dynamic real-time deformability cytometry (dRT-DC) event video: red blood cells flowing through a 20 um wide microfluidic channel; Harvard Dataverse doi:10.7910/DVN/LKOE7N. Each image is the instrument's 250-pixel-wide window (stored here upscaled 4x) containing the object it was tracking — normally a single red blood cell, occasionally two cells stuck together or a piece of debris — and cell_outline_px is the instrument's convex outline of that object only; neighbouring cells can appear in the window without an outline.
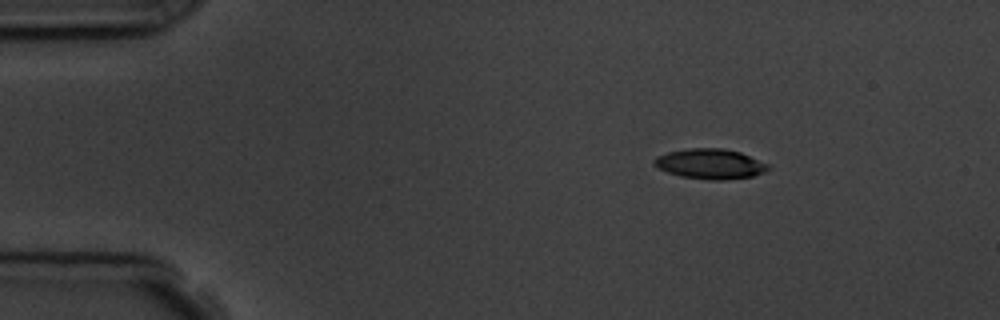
{"species": "common noctule bat (a hibernating species)", "species_latin": "Nyctalus noctula", "temperature_condition": "room temperature", "stored_images_in_passage": 4, "camera_frame_rate_fps": 3000, "um_per_image_px": 0.085, "animal": {"sex": "male", "body_mass_g": 19.5, "forearm_length_mm": 54.6}, "frame": {"image": 1, "passage_image": 1, "time_ms": 0.0, "image_size_px": [1000, 320], "cell_outline_px": [[772, 168], [764, 172], [752, 176], [724, 180], [708, 180], [680, 176], [668, 172], [652, 164], [652, 160], [656, 156], [668, 152], [688, 148], [724, 148], [740, 152], [772, 164]], "centroid_in_image_um": [60.41, 13.92], "position_along_channel_um": 24.6, "area_um2": 20.29}}
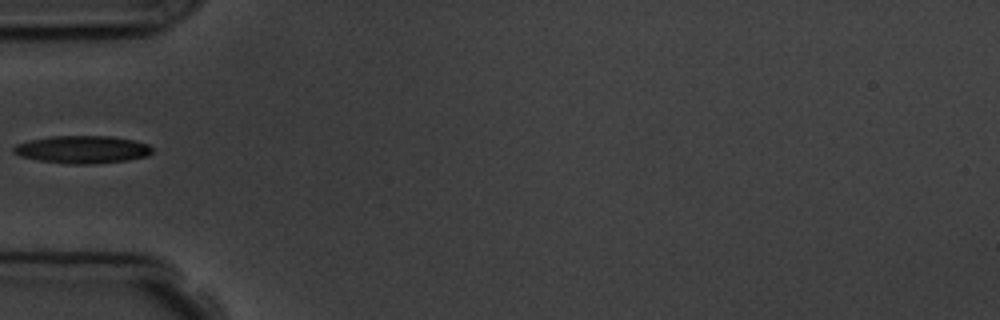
{"frame": {"image": 2, "passage_image": 4, "time_ms": 3.333, "image_size_px": [1000, 320], "cell_outline_px": [[152, 152], [148, 156], [128, 160], [92, 164], [68, 164], [40, 160], [20, 156], [12, 152], [12, 148], [16, 144], [28, 140], [52, 136], [112, 136], [136, 140], [148, 144], [152, 148]], "centroid_in_image_um": [7.01, 12.7], "position_along_channel_um": 78.0, "area_um2": 22.48}}